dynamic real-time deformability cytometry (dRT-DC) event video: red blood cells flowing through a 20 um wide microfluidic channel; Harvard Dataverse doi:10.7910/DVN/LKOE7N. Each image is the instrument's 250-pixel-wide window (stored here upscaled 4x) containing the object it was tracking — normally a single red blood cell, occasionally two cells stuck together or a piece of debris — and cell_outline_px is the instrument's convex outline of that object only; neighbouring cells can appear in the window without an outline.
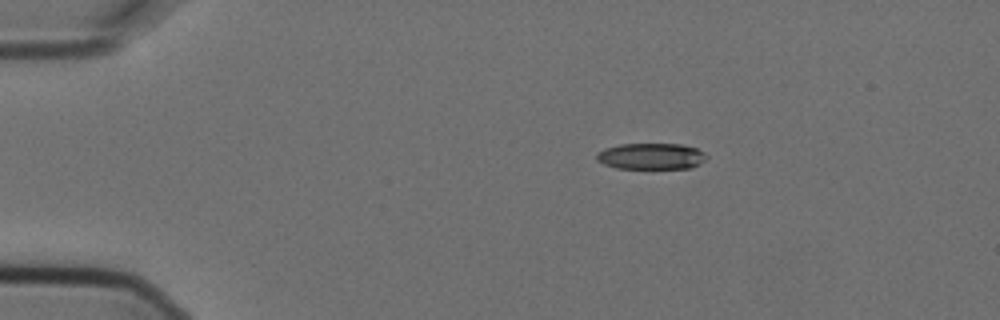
{"species": "Egyptian fruit bat (a non-hibernating species)", "species_latin": "Rousettus aegyptiacus", "temperature_condition": "cold", "stored_images_in_passage": 3, "camera_frame_rate_fps": 3000, "um_per_image_px": 0.085, "animal": {"sex": "female"}, "frame": {"image": 1, "passage_image": 1, "time_ms": 0.0, "image_size_px": [1000, 320], "cell_outline_px": [[708, 156], [700, 164], [692, 168], [616, 168], [604, 164], [596, 160], [596, 152], [604, 148], [620, 144], [680, 144], [696, 148], [704, 152]], "centroid_in_image_um": [55.33, 13.28], "position_along_channel_um": 29.7, "area_um2": 16.88}}